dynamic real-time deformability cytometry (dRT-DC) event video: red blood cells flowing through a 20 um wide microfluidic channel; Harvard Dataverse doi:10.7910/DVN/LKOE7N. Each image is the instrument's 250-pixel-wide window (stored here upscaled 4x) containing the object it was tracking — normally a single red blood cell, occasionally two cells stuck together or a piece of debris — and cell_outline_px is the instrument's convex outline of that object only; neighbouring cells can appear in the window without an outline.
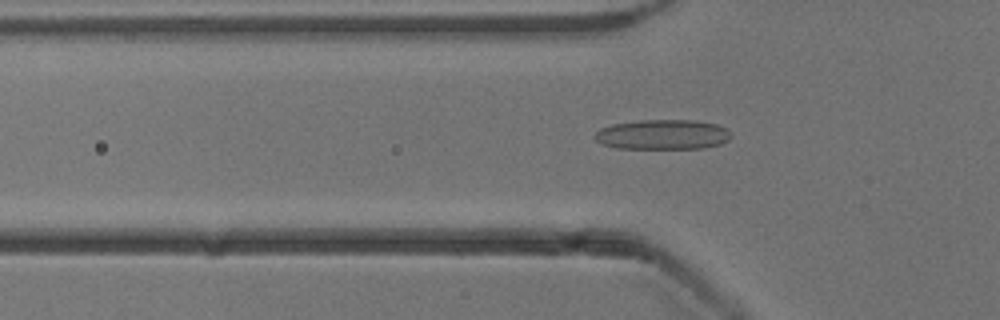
{"species": "common noctule bat (a hibernating species)", "species_latin": "Nyctalus noctula", "temperature_condition": "cold", "stored_images_in_passage": 52, "camera_frame_rate_fps": 3000, "um_per_image_px": 0.085, "animal": {"sex": "male", "body_mass_g": 13.3}, "frame": {"image": 1, "passage_image": 17, "time_ms": 5.333, "image_size_px": [1000, 320], "cell_outline_px": [[732, 136], [728, 140], [720, 144], [704, 148], [616, 148], [604, 144], [596, 140], [596, 132], [600, 128], [612, 124], [640, 120], [696, 120], [716, 124], [728, 128], [732, 132]], "centroid_in_image_um": [56.38, 11.43], "position_along_channel_um": 69.4, "area_um2": 23.81}}
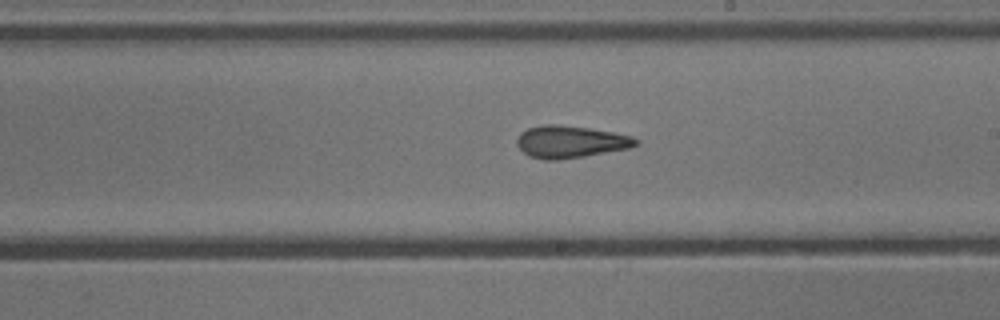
{"frame": {"image": 2, "passage_image": 30, "time_ms": 9.667, "image_size_px": [1000, 320], "cell_outline_px": [[640, 144], [632, 148], [584, 156], [556, 160], [544, 160], [528, 156], [516, 144], [516, 140], [520, 132], [528, 128], [544, 124], [556, 124], [588, 128], [612, 132], [632, 136], [640, 140]], "centroid_in_image_um": [48.5, 12.05], "position_along_channel_um": 240.5, "area_um2": 22.48}}
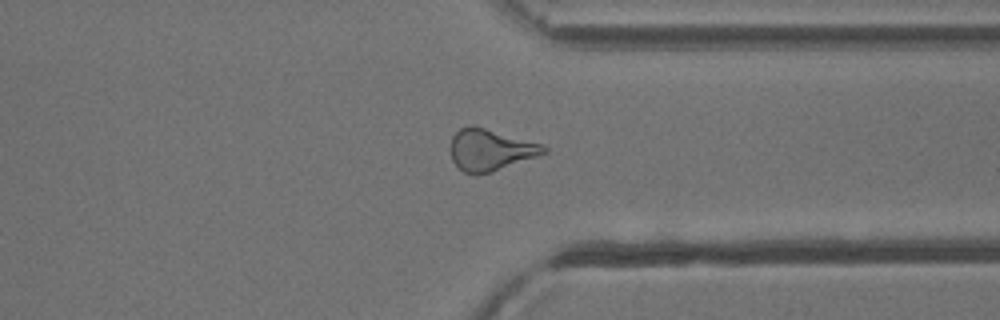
{"frame": {"image": 3, "passage_image": 40, "time_ms": 13.0, "image_size_px": [1000, 320], "cell_outline_px": [[548, 152], [492, 172], [464, 172], [452, 160], [452, 136], [460, 128], [472, 124], [476, 124], [540, 144], [548, 148]], "centroid_in_image_um": [41.69, 12.69], "position_along_channel_um": 369.7, "area_um2": 22.2}, "authors_computed_cell_mechanics": {"area_um2": 22.6287, "velocity_mm_per_s": 3.9267, "shape_relaxation_time_tau1_ms": null, "shape_relaxation_time_tau2_ms": 2.5209, "deformation_change_tau1": null, "deformation_change_tau2": 0.112}}